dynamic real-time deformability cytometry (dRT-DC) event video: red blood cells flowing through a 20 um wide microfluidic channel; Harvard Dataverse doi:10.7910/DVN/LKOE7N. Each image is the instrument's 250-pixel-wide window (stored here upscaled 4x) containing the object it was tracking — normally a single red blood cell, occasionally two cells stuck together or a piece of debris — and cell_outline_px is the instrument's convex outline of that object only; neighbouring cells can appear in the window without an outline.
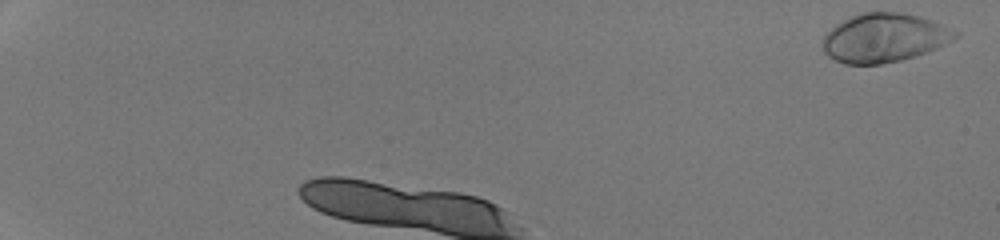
{"species": "human", "species_latin": "Homo sapiens", "temperature_condition": "room temperature", "stored_images_in_passage": 6, "camera_frame_rate_fps": 3000, "um_per_image_px": 0.085, "donor": {"sex": "male"}, "frame": {"image": 1, "passage_image": 1, "time_ms": 0.0, "image_size_px": [1000, 240], "cell_outline_px": [[960, 36], [936, 48], [916, 56], [900, 60], [880, 64], [844, 64], [828, 56], [824, 52], [824, 36], [836, 24], [852, 16], [864, 12], [900, 12], [920, 16], [932, 20], [960, 32]], "centroid_in_image_um": [75.19, 3.21], "position_along_channel_um": 9.8, "area_um2": 37.51}}